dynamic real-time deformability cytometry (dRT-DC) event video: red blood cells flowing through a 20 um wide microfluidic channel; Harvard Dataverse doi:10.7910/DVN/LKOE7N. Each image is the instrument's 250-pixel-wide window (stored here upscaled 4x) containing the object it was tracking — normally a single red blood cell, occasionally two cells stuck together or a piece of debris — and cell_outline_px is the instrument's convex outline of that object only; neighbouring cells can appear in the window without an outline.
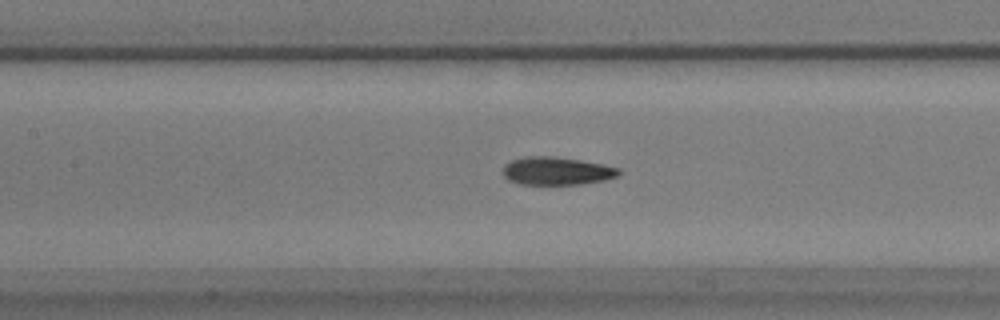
{"species": "common noctule bat (a hibernating species)", "species_latin": "Nyctalus noctula", "temperature_condition": "warm", "stored_images_in_passage": 51, "camera_frame_rate_fps": 3000, "um_per_image_px": 0.085, "animal": {"sex": "male", "body_mass_g": 17.9}, "frame": {"image": 1, "passage_image": 19, "time_ms": 6.0, "image_size_px": [1000, 320], "cell_outline_px": [[620, 172], [616, 176], [604, 180], [580, 184], [520, 184], [508, 180], [504, 176], [504, 164], [512, 160], [524, 156], [552, 156], [580, 160], [620, 168]], "centroid_in_image_um": [47.28, 14.53], "position_along_channel_um": 160.1, "area_um2": 18.73}}
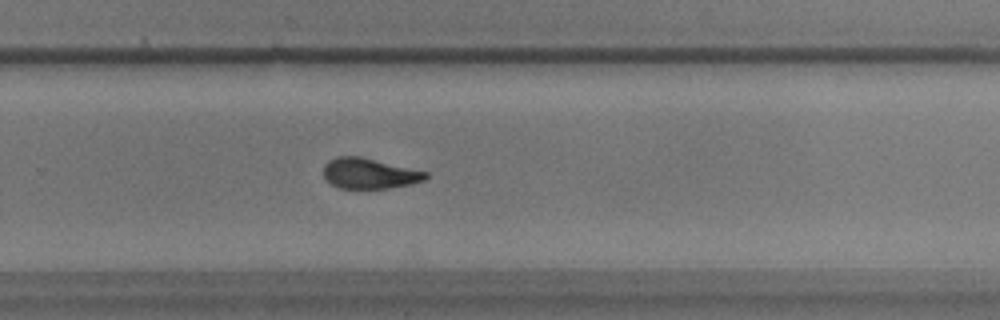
{"frame": {"image": 2, "passage_image": 31, "time_ms": 10.0, "image_size_px": [1000, 320], "cell_outline_px": [[428, 176], [424, 180], [412, 184], [388, 188], [340, 188], [332, 184], [324, 176], [324, 164], [328, 160], [336, 156], [360, 156], [428, 172]], "centroid_in_image_um": [31.39, 14.73], "position_along_channel_um": 298.4, "area_um2": 18.09}}
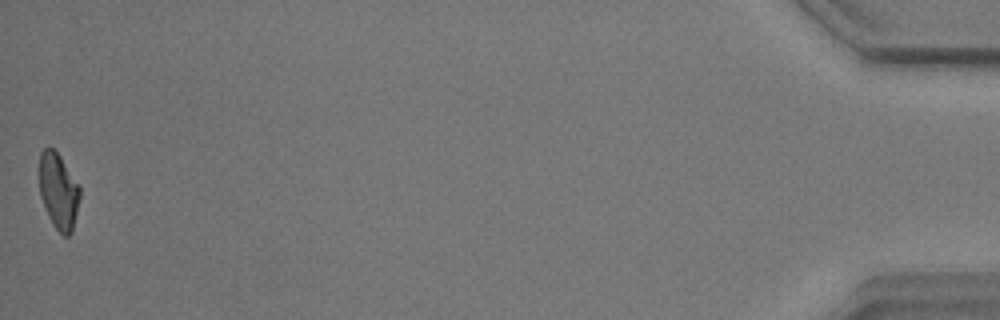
{"frame": {"image": 3, "passage_image": 51, "time_ms": 16.667, "image_size_px": [1000, 320], "cell_outline_px": [[80, 196], [72, 232], [68, 236], [64, 236], [52, 224], [48, 216], [40, 196], [40, 152], [44, 148], [52, 148], [60, 156], [80, 188]], "centroid_in_image_um": [4.97, 16.27], "position_along_channel_um": 430.2, "area_um2": 17.63}, "authors_computed_cell_mechanics": {"area_um2": 19.074, "velocity_mm_per_s": 3.4677, "shape_relaxation_time_tau1_ms": 6.4771, "shape_relaxation_time_tau2_ms": 2.3784, "deformation_change_tau1": 0.1782, "deformation_change_tau2": 0.0912}}